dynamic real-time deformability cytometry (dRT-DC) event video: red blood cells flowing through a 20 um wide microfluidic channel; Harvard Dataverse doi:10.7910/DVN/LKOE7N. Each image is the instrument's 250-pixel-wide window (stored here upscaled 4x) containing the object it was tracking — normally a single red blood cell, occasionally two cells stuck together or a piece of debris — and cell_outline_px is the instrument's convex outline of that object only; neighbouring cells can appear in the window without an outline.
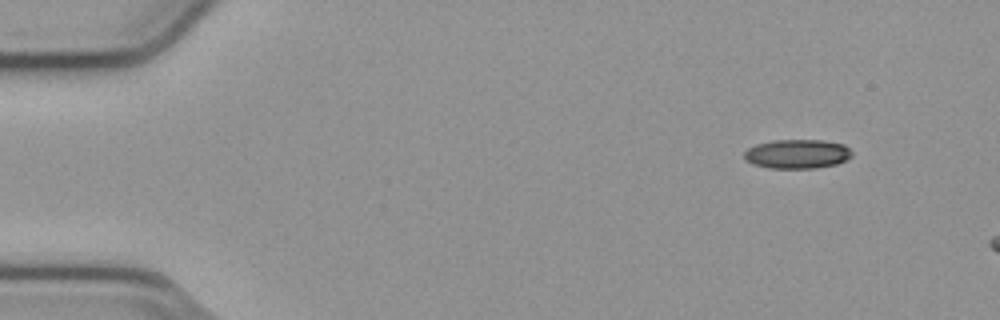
{"species": "common noctule bat (a hibernating species)", "species_latin": "Nyctalus noctula", "temperature_condition": "cold", "stored_images_in_passage": 7, "camera_frame_rate_fps": 3000, "um_per_image_px": 0.085, "animal": {"sex": "male", "body_mass_g": 23.1, "forearm_length_mm": 52.7}, "frame": {"image": 1, "passage_image": 1, "time_ms": 0.0, "image_size_px": [1000, 320], "cell_outline_px": [[852, 156], [836, 164], [816, 168], [768, 168], [752, 164], [744, 156], [744, 152], [748, 148], [756, 144], [772, 140], [824, 140], [844, 144], [852, 152]], "centroid_in_image_um": [67.76, 13.08], "position_along_channel_um": 17.2, "area_um2": 18.32}}